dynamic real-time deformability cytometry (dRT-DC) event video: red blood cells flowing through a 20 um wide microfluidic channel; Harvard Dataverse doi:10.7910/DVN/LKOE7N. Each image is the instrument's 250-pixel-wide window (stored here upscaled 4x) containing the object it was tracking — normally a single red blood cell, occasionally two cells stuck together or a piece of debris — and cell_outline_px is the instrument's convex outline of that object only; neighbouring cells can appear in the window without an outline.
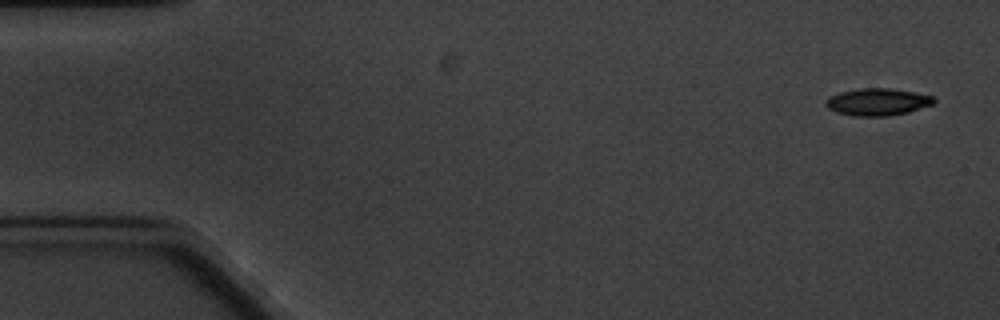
{"species": "common noctule bat (a hibernating species)", "species_latin": "Nyctalus noctula", "temperature_condition": "cold", "stored_images_in_passage": 8, "camera_frame_rate_fps": 3000, "um_per_image_px": 0.085, "animal": {"sex": "male", "body_mass_g": 20.1, "forearm_length_mm": 53.5}, "frame": {"image": 1, "passage_image": 1, "time_ms": 0.0, "image_size_px": [1000, 320], "cell_outline_px": [[936, 100], [932, 104], [908, 112], [888, 116], [856, 116], [836, 112], [828, 108], [824, 104], [832, 96], [840, 92], [856, 88], [892, 88], [932, 96]], "centroid_in_image_um": [74.58, 8.66], "position_along_channel_um": 10.4, "area_um2": 16.94}}